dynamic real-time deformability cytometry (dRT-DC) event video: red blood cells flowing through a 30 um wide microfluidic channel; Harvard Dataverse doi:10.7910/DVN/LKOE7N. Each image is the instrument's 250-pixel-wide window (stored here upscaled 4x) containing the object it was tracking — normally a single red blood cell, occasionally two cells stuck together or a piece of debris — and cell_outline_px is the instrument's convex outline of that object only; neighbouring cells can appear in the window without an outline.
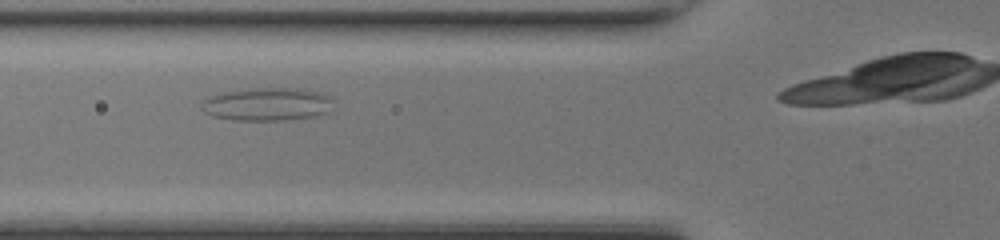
{"species": "common noctule bat (a hibernating species)", "species_latin": "Nyctalus noctula", "temperature_condition": "room temperature", "stored_images_in_passage": 11, "camera_frame_rate_fps": 3000, "um_per_image_px": 0.085, "animal": {"sex": "female", "body_mass_g": 17.0, "forearm_length_mm": 48.0}, "frame": {"image": 1, "passage_image": 5, "time_ms": 1.333, "image_size_px": [1000, 240], "cell_outline_px": [[332, 100], [328, 112], [316, 116], [284, 120], [232, 120], [212, 116], [204, 112], [200, 108], [200, 104], [208, 96], [224, 92], [248, 88], [300, 88], [320, 92], [332, 96]], "centroid_in_image_um": [22.69, 8.85], "position_along_channel_um": 103.1, "area_um2": 25.66}}
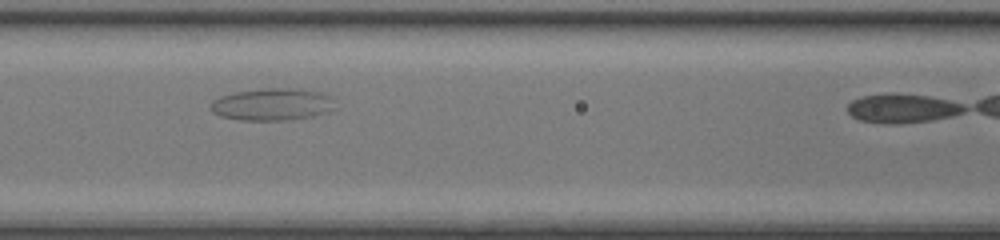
{"frame": {"image": 2, "passage_image": 8, "time_ms": 2.333, "image_size_px": [1000, 240], "cell_outline_px": [[332, 108], [328, 112], [312, 116], [284, 120], [244, 120], [220, 116], [212, 112], [212, 100], [220, 96], [236, 92], [264, 88], [292, 88], [320, 92], [332, 96]], "centroid_in_image_um": [23.13, 8.86], "position_along_channel_um": 143.5, "area_um2": 23.06}}